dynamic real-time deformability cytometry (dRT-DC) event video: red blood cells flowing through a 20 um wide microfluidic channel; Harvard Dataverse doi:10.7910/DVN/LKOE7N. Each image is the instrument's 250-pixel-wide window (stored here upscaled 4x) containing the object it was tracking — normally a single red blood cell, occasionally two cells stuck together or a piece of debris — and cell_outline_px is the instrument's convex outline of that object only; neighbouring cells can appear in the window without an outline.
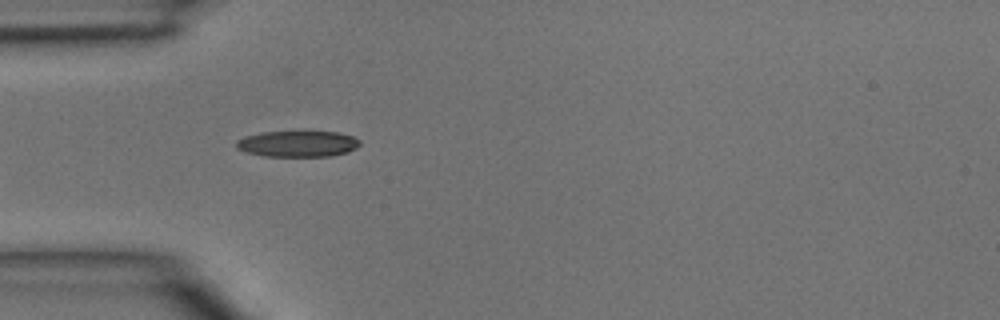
{"species": "common noctule bat (a hibernating species)", "species_latin": "Nyctalus noctula", "temperature_condition": "room temperature", "stored_images_in_passage": 6, "camera_frame_rate_fps": 3000, "um_per_image_px": 0.085, "animal": {"sex": "male", "body_mass_g": 15.6}, "frame": {"image": 1, "passage_image": 5, "time_ms": 1.333, "image_size_px": [1000, 320], "cell_outline_px": [[360, 144], [356, 148], [348, 152], [332, 156], [264, 156], [248, 152], [236, 148], [236, 140], [244, 136], [260, 132], [340, 132], [352, 136], [360, 140]], "centroid_in_image_um": [25.31, 12.22], "position_along_channel_um": 59.7, "area_um2": 18.79}}